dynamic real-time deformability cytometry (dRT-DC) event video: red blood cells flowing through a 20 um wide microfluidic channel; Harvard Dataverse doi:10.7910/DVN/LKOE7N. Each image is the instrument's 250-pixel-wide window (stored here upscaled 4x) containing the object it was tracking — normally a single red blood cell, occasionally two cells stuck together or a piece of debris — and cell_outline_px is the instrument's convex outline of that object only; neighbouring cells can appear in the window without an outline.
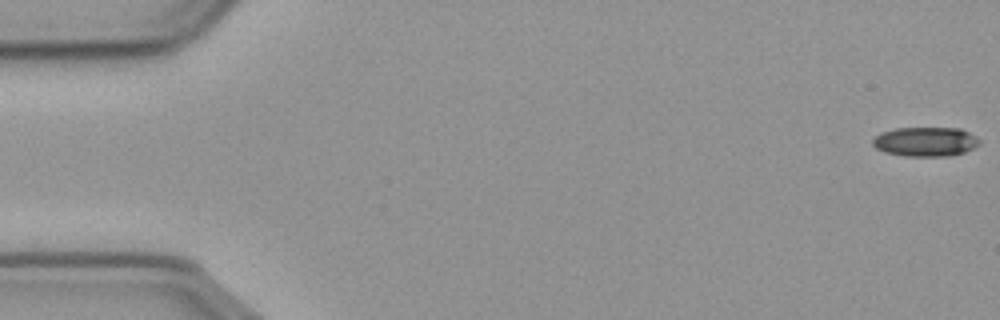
{"species": "common noctule bat (a hibernating species)", "species_latin": "Nyctalus noctula", "temperature_condition": "cold", "stored_images_in_passage": 57, "camera_frame_rate_fps": 3000, "um_per_image_px": 0.085, "animal": {"sex": "male", "body_mass_g": 23.1, "forearm_length_mm": 52.7}, "frame": {"image": 1, "passage_image": 1, "time_ms": 0.0, "image_size_px": [1000, 320], "cell_outline_px": [[980, 144], [964, 152], [948, 156], [904, 156], [884, 152], [876, 148], [872, 144], [872, 140], [880, 132], [896, 128], [960, 128], [976, 136], [980, 140]], "centroid_in_image_um": [78.65, 12.04], "position_along_channel_um": 6.3, "area_um2": 18.32}}
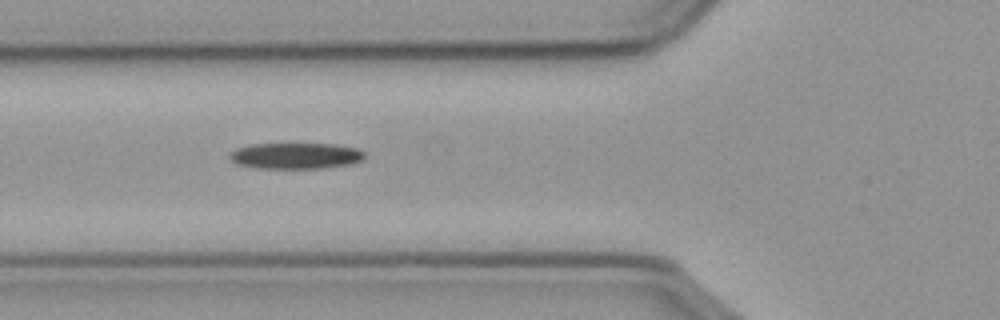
{"frame": {"image": 2, "passage_image": 21, "time_ms": 6.667, "image_size_px": [1000, 320], "cell_outline_px": [[364, 160], [352, 164], [324, 168], [256, 168], [236, 164], [228, 156], [236, 148], [252, 144], [332, 144], [356, 148], [364, 152]], "centroid_in_image_um": [25.14, 13.25], "position_along_channel_um": 100.7, "area_um2": 20.52}}
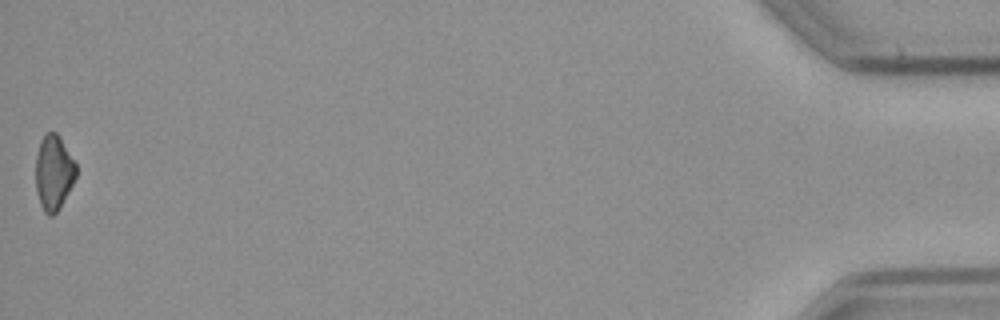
{"frame": {"image": 3, "passage_image": 57, "time_ms": 18.667, "image_size_px": [1000, 320], "cell_outline_px": [[76, 176], [60, 208], [52, 216], [48, 216], [44, 212], [40, 204], [36, 188], [36, 156], [40, 140], [44, 132], [56, 132], [60, 136], [76, 164]], "centroid_in_image_um": [4.55, 14.65], "position_along_channel_um": 430.6, "area_um2": 17.69}, "authors_computed_cell_mechanics": {"area_um2": 19.4208, "velocity_mm_per_s": 3.6265, "shape_relaxation_time_tau1_ms": 7.1062, "shape_relaxation_time_tau2_ms": null, "deformation_change_tau1": 0.1395, "deformation_change_tau2": null}}